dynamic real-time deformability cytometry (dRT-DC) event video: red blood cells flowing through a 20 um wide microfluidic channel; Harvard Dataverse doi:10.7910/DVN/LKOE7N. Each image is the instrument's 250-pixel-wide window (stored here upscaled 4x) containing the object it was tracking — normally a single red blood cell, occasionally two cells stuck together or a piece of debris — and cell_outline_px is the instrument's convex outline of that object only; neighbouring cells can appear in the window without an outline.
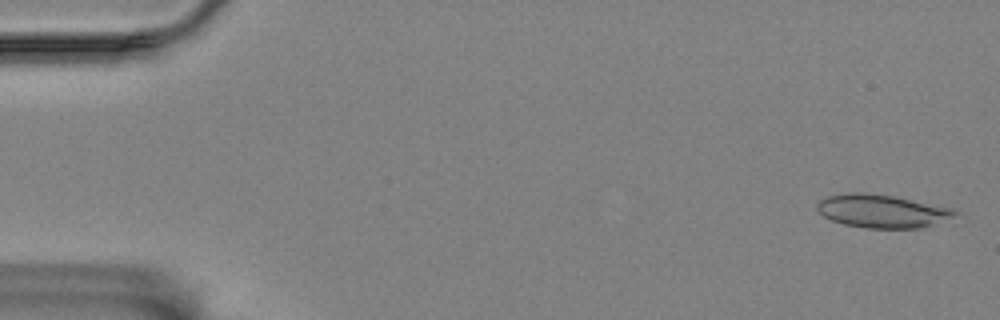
{"species": "Egyptian fruit bat (a non-hibernating species)", "species_latin": "Rousettus aegyptiacus", "temperature_condition": "room temperature", "stored_images_in_passage": 56, "camera_frame_rate_fps": 3000, "um_per_image_px": 0.085, "animal": {"sex": "female"}, "frame": {"image": 1, "passage_image": 2, "time_ms": 0.333, "image_size_px": [1000, 320], "cell_outline_px": [[956, 212], [952, 216], [920, 228], [868, 228], [844, 224], [832, 220], [824, 216], [816, 208], [816, 204], [820, 200], [828, 196], [848, 192], [864, 192], [892, 196], [956, 208]], "centroid_in_image_um": [74.92, 17.93], "position_along_channel_um": 10.1, "area_um2": 26.3}}
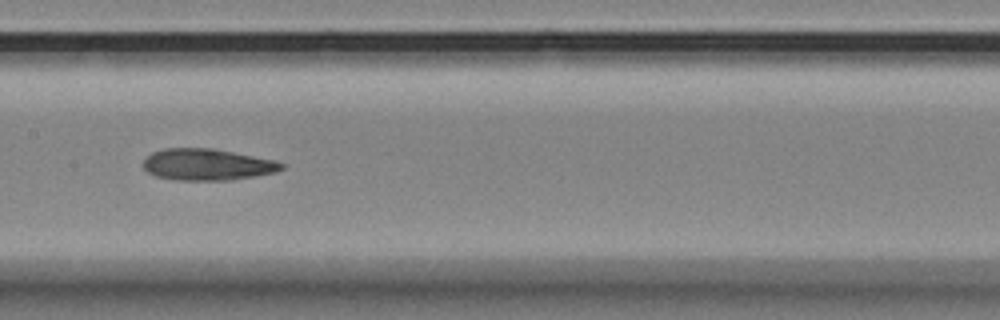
{"frame": {"image": 2, "passage_image": 28, "time_ms": 9.0, "image_size_px": [1000, 320], "cell_outline_px": [[284, 168], [276, 172], [232, 180], [176, 180], [156, 176], [148, 172], [144, 168], [144, 160], [152, 152], [164, 148], [212, 148], [272, 160], [284, 164]], "centroid_in_image_um": [17.59, 13.99], "position_along_channel_um": 189.8, "area_um2": 25.14}}
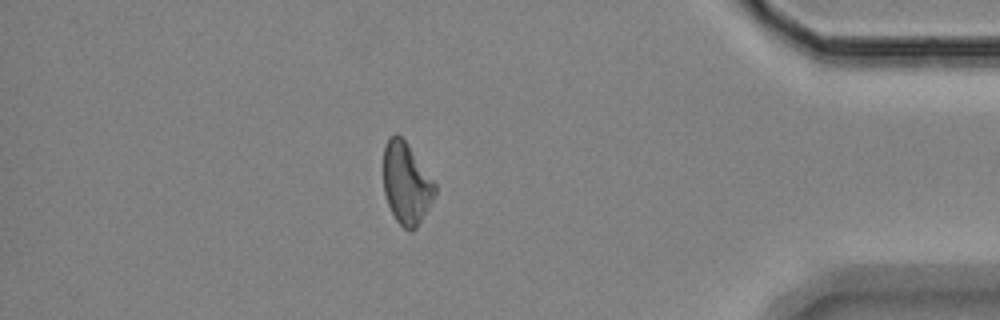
{"frame": {"image": 3, "passage_image": 49, "time_ms": 16.0, "image_size_px": [1000, 320], "cell_outline_px": [[436, 192], [428, 208], [416, 228], [412, 232], [404, 228], [396, 220], [388, 204], [384, 192], [384, 148], [388, 140], [396, 132], [404, 140], [436, 184]], "centroid_in_image_um": [34.53, 15.61], "position_along_channel_um": 400.7, "area_um2": 23.99}, "authors_computed_cell_mechanics": {"area_um2": 25.4609, "velocity_mm_per_s": 3.5252, "shape_relaxation_time_tau1_ms": 6.6298, "shape_relaxation_time_tau2_ms": 3.0859, "deformation_change_tau1": 0.1627, "deformation_change_tau2": 0.1079}}